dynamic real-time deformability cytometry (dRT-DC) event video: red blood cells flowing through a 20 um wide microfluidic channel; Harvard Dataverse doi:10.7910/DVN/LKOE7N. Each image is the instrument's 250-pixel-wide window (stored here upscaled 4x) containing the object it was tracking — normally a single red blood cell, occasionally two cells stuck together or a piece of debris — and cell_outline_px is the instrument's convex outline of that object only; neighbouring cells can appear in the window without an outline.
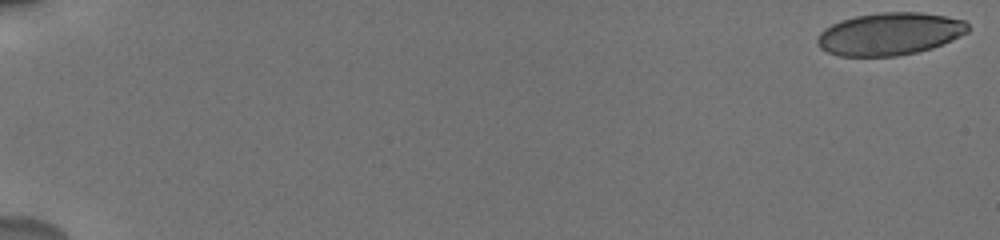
{"species": "human", "species_latin": "Homo sapiens", "temperature_condition": "cold", "stored_images_in_passage": 17, "camera_frame_rate_fps": 3000, "um_per_image_px": 0.085, "donor": {"sex": "male"}, "frame": {"image": 1, "passage_image": 1, "time_ms": 0.0, "image_size_px": [1000, 240], "cell_outline_px": [[968, 32], [952, 40], [932, 48], [916, 52], [896, 56], [840, 56], [828, 52], [820, 48], [816, 44], [816, 40], [820, 32], [824, 28], [840, 20], [856, 16], [880, 12], [920, 12], [944, 16], [964, 20], [968, 24]], "centroid_in_image_um": [75.6, 2.88], "position_along_channel_um": 9.4, "area_um2": 37.34}}
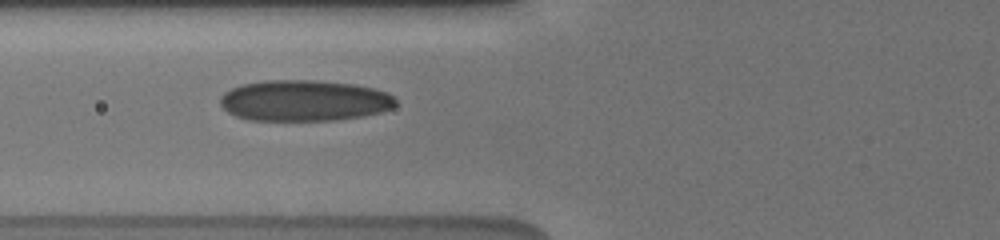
{"frame": {"image": 2, "passage_image": 15, "time_ms": 7.667, "image_size_px": [1000, 240], "cell_outline_px": [[396, 104], [392, 108], [380, 112], [364, 116], [336, 120], [248, 120], [236, 116], [228, 112], [220, 104], [220, 96], [224, 92], [240, 84], [264, 80], [316, 80], [356, 84], [372, 88], [384, 92], [392, 96], [396, 100]], "centroid_in_image_um": [25.83, 8.54], "position_along_channel_um": 100.0, "area_um2": 42.14}}
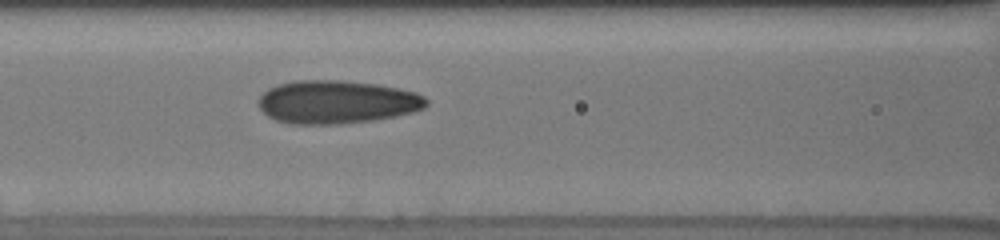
{"frame": {"image": 3, "passage_image": 17, "time_ms": 8.667, "image_size_px": [1000, 240], "cell_outline_px": [[428, 104], [424, 108], [412, 112], [396, 116], [376, 120], [340, 124], [292, 124], [276, 120], [268, 116], [260, 108], [260, 96], [268, 88], [276, 84], [292, 80], [340, 80], [376, 84], [416, 92], [424, 96], [428, 100]], "centroid_in_image_um": [28.63, 8.67], "position_along_channel_um": 138.0, "area_um2": 42.43}}